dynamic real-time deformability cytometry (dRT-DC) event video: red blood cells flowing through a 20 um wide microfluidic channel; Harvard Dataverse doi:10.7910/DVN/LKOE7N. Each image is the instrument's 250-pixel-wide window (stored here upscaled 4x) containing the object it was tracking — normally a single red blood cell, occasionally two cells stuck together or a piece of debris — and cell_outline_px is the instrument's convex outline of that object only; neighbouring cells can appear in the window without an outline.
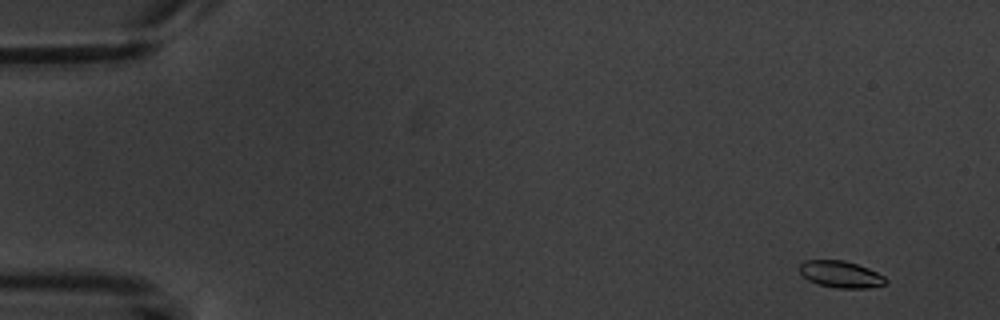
{"species": "common noctule bat (a hibernating species)", "species_latin": "Nyctalus noctula", "temperature_condition": "warm", "stored_images_in_passage": 3, "camera_frame_rate_fps": 3000, "um_per_image_px": 0.085, "animal": {"sex": "male", "body_mass_g": 20.1, "forearm_length_mm": 53.5}, "frame": {"image": 1, "passage_image": 1, "time_ms": 0.0, "image_size_px": [1000, 320], "cell_outline_px": [[888, 280], [884, 284], [868, 288], [836, 288], [820, 284], [808, 280], [796, 268], [804, 260], [844, 260], [868, 268], [884, 276]], "centroid_in_image_um": [71.43, 23.31], "position_along_channel_um": 13.6, "area_um2": 13.41}}